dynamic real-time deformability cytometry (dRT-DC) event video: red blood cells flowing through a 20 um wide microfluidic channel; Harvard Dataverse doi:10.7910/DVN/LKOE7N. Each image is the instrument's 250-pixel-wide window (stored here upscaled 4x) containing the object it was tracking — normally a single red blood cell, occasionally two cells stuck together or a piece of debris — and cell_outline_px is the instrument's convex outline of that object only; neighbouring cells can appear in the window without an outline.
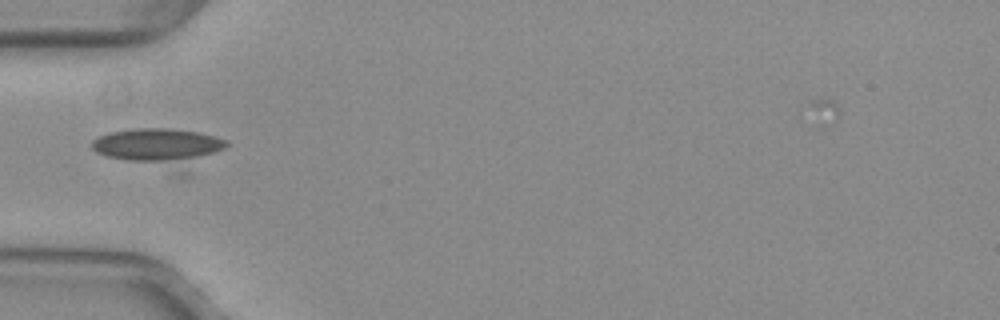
{"species": "common noctule bat (a hibernating species)", "species_latin": "Nyctalus noctula", "temperature_condition": "warm", "stored_images_in_passage": 29, "camera_frame_rate_fps": 3000, "um_per_image_px": 0.085, "animal": {"sex": "female", "body_mass_g": 29.2, "forearm_length_mm": 56.3}, "frame": {"image": 1, "passage_image": 1, "time_ms": 0.0, "image_size_px": [1000, 320], "cell_outline_px": [[228, 144], [224, 148], [188, 176], [180, 176], [108, 156], [96, 152], [92, 148], [92, 140], [108, 132], [136, 128], [168, 128], [196, 132], [216, 136], [228, 140]], "centroid_in_image_um": [13.68, 12.61], "position_along_channel_um": 71.3, "area_um2": 31.33}, "authors_computed_cell_mechanics": {"area_um2": 22.0218, "velocity_mm_per_s": 4.0061, "shape_relaxation_time_tau1_ms": null, "shape_relaxation_time_tau2_ms": 0.9434, "deformation_change_tau1": null, "deformation_change_tau2": 0.0994}}